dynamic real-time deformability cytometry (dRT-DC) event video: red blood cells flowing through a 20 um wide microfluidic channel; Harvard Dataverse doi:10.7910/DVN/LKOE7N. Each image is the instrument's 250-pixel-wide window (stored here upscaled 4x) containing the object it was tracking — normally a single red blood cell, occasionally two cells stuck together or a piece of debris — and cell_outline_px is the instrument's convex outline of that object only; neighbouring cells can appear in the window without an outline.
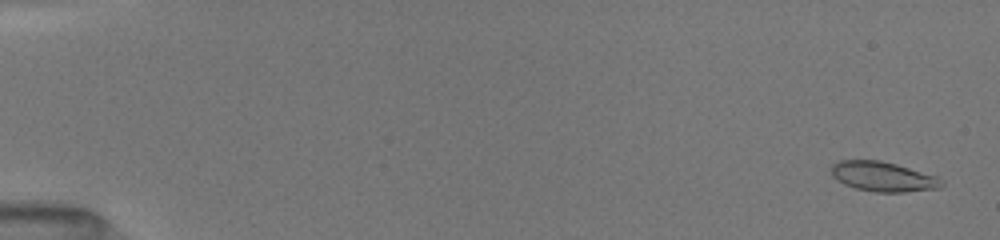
{"species": "common noctule bat (a hibernating species)", "species_latin": "Nyctalus noctula", "temperature_condition": "room temperature", "stored_images_in_passage": 18, "camera_frame_rate_fps": 3000, "um_per_image_px": 0.085, "animal": {"sex": "female", "body_mass_g": 19.5, "forearm_length_mm": 54.1}, "frame": {"image": 1, "passage_image": 1, "time_ms": 0.0, "image_size_px": [1000, 240], "cell_outline_px": [[944, 184], [940, 188], [904, 192], [876, 192], [856, 188], [844, 184], [836, 180], [832, 176], [832, 164], [840, 160], [880, 160], [896, 164], [936, 176], [944, 180]], "centroid_in_image_um": [75.06, 15.01], "position_along_channel_um": 9.9, "area_um2": 19.13}}
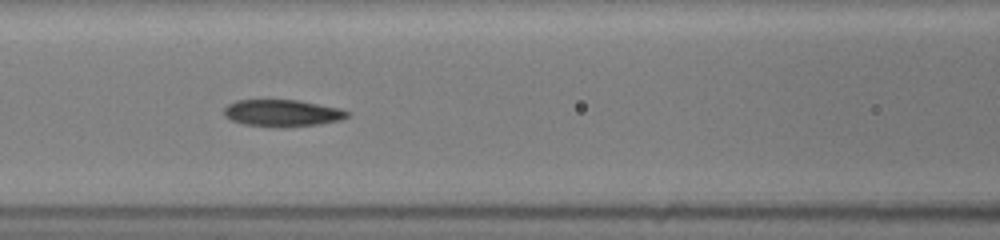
{"frame": {"image": 2, "passage_image": 11, "time_ms": 7.333, "image_size_px": [1000, 240], "cell_outline_px": [[348, 116], [340, 120], [320, 124], [284, 128], [276, 128], [244, 124], [232, 120], [224, 116], [224, 108], [228, 104], [236, 100], [296, 100], [340, 108], [348, 112]], "centroid_in_image_um": [23.97, 9.62], "position_along_channel_um": 142.6, "area_um2": 19.42}}
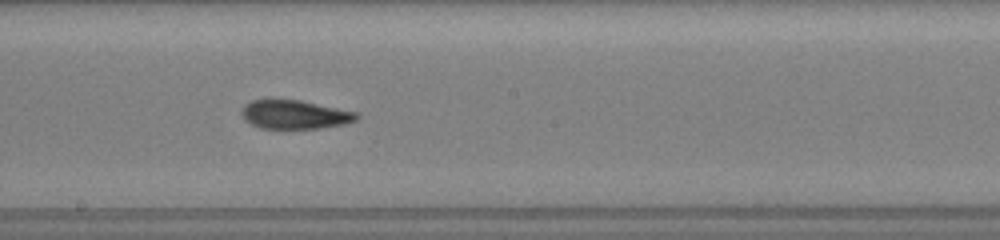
{"frame": {"image": 3, "passage_image": 15, "time_ms": 9.333, "image_size_px": [1000, 240], "cell_outline_px": [[360, 116], [356, 120], [344, 124], [316, 128], [260, 128], [244, 120], [240, 112], [244, 104], [252, 100], [300, 100], [356, 112]], "centroid_in_image_um": [25.02, 9.73], "position_along_channel_um": 223.2, "area_um2": 19.07}}